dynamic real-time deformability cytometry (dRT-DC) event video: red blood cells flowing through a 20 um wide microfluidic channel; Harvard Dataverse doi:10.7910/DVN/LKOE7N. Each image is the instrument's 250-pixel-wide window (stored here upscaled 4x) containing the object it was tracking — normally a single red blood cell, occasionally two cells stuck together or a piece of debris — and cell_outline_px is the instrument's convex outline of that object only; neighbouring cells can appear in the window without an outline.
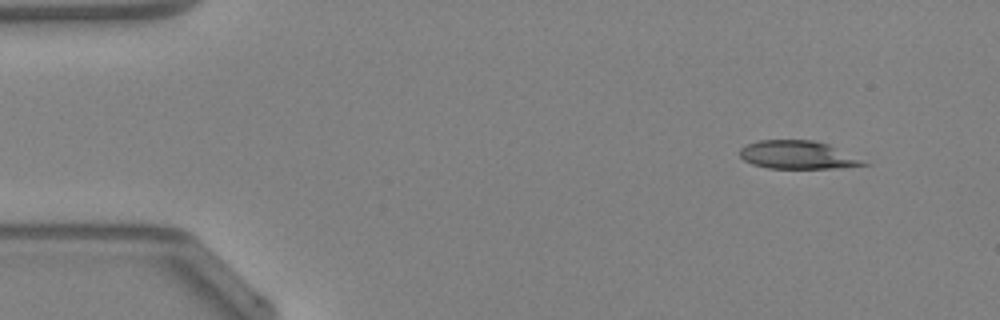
{"species": "Egyptian fruit bat (a non-hibernating species)", "species_latin": "Rousettus aegyptiacus", "temperature_condition": "warm", "stored_images_in_passage": 42, "camera_frame_rate_fps": 3000, "um_per_image_px": 0.085, "animal": {"sex": "female"}, "frame": {"image": 1, "passage_image": 1, "time_ms": 0.0, "image_size_px": [1000, 320], "cell_outline_px": [[872, 164], [844, 168], [768, 168], [752, 164], [744, 160], [740, 156], [740, 148], [744, 144], [756, 140], [812, 140], [828, 144]], "centroid_in_image_um": [67.78, 13.17], "position_along_channel_um": 17.2, "area_um2": 20.4}}
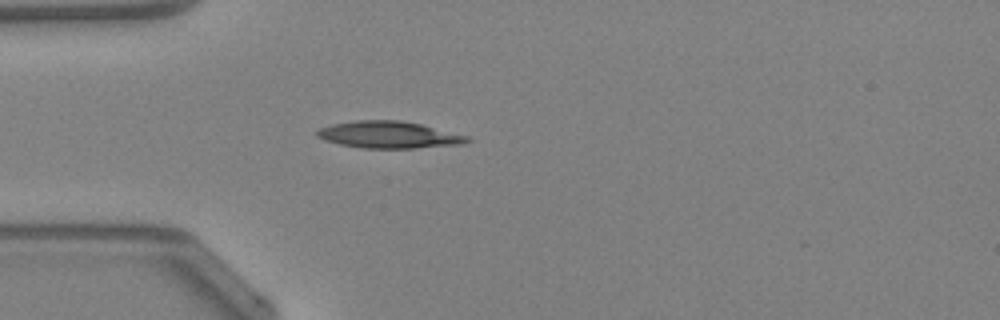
{"frame": {"image": 2, "passage_image": 10, "time_ms": 3.0, "image_size_px": [1000, 320], "cell_outline_px": [[472, 140], [464, 144], [416, 148], [364, 148], [340, 144], [324, 140], [316, 136], [316, 132], [320, 128], [332, 124], [356, 120], [400, 120], [420, 124], [468, 136]], "centroid_in_image_um": [33.06, 11.46], "position_along_channel_um": 51.9, "area_um2": 23.47}}
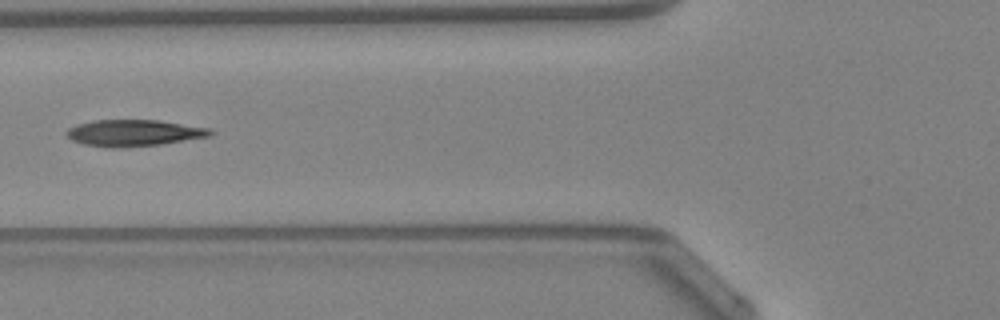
{"frame": {"image": 3, "passage_image": 15, "time_ms": 4.667, "image_size_px": [1000, 320], "cell_outline_px": [[216, 132], [212, 136], [160, 144], [120, 148], [108, 148], [84, 144], [72, 140], [64, 132], [68, 128], [76, 124], [92, 120], [156, 120], [208, 128]], "centroid_in_image_um": [11.35, 11.3], "position_along_channel_um": 114.5, "area_um2": 22.25}}